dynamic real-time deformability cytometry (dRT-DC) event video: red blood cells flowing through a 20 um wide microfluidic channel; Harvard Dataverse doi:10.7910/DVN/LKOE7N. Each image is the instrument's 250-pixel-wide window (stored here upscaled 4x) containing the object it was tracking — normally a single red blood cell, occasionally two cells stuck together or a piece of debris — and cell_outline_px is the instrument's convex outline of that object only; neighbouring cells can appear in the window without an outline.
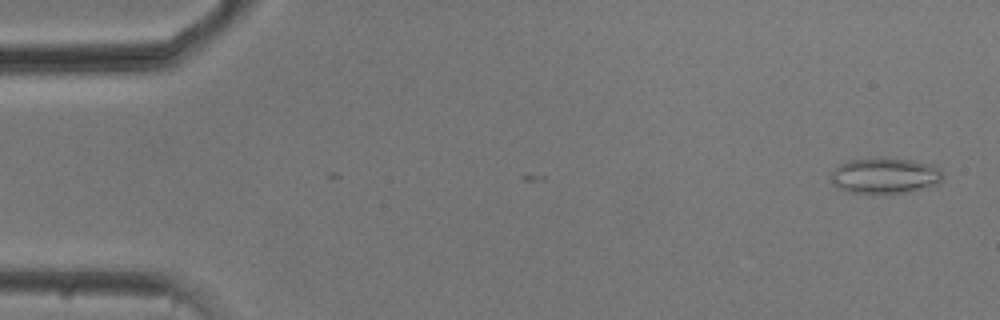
{"species": "common noctule bat (a hibernating species)", "species_latin": "Nyctalus noctula", "temperature_condition": "cold", "stored_images_in_passage": 2, "camera_frame_rate_fps": 3000, "um_per_image_px": 0.085, "animal": {"sex": "male", "body_mass_g": 20.5, "forearm_length_mm": 52.5}, "frame": {"image": 1, "passage_image": 2, "time_ms": 0.333, "image_size_px": [1000, 320], "cell_outline_px": [[944, 176], [936, 184], [928, 188], [908, 192], [884, 196], [880, 196], [848, 192], [832, 184], [832, 172], [840, 164], [848, 160], [912, 160], [932, 164], [940, 168]], "centroid_in_image_um": [75.25, 15.01], "position_along_channel_um": 9.7, "area_um2": 23.47}}